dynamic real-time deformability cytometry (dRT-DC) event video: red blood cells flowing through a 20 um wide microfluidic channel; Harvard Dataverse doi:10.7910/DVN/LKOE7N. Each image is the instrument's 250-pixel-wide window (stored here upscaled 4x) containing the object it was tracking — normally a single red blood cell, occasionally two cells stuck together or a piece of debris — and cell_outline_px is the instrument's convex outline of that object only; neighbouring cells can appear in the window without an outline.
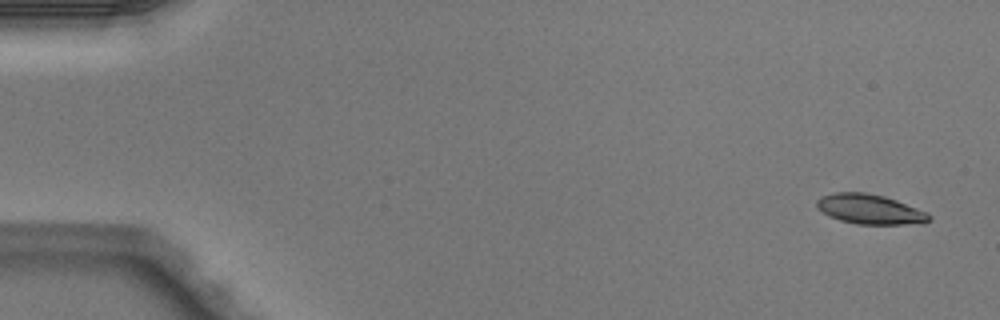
{"species": "Egyptian fruit bat (a non-hibernating species)", "species_latin": "Rousettus aegyptiacus", "temperature_condition": "warm", "stored_images_in_passage": 4, "camera_frame_rate_fps": 3000, "um_per_image_px": 0.085, "animal": {"sex": "male"}, "frame": {"image": 1, "passage_image": 1, "time_ms": 0.0, "image_size_px": [1000, 320], "cell_outline_px": [[932, 216], [924, 224], [860, 224], [840, 220], [828, 216], [816, 208], [816, 200], [820, 196], [836, 192], [864, 192], [884, 196], [896, 200], [928, 212]], "centroid_in_image_um": [73.93, 17.78], "position_along_channel_um": 11.1, "area_um2": 19.65}}
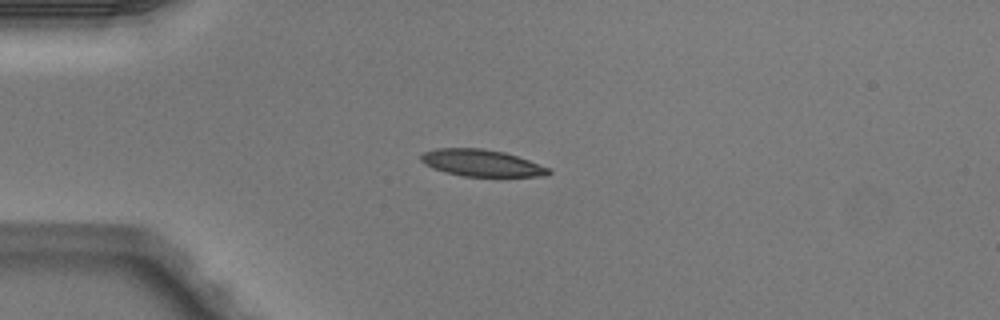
{"frame": {"image": 2, "passage_image": 4, "time_ms": 1.0, "image_size_px": [1000, 320], "cell_outline_px": [[552, 172], [548, 176], [464, 176], [432, 168], [424, 164], [420, 160], [420, 156], [424, 152], [436, 148], [480, 148], [504, 152], [528, 160], [548, 168]], "centroid_in_image_um": [40.91, 13.85], "position_along_channel_um": 44.1, "area_um2": 19.71}}